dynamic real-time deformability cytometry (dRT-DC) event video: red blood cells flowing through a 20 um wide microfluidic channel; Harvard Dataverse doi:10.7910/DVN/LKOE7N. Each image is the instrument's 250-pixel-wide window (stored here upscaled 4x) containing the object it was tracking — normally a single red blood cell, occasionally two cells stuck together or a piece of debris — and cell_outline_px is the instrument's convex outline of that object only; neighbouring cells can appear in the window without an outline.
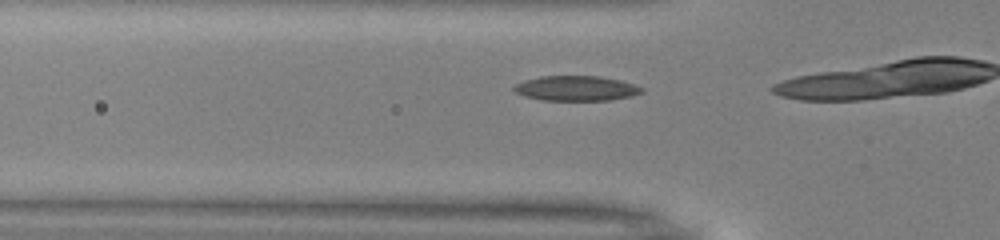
{"species": "common noctule bat (a hibernating species)", "species_latin": "Nyctalus noctula", "temperature_condition": "warm", "stored_images_in_passage": 16, "camera_frame_rate_fps": 3000, "um_per_image_px": 0.085, "animal": {"sex": "male", "body_mass_g": 13.0, "forearm_length_mm": 53.1}, "frame": {"image": 1, "passage_image": 12, "time_ms": 3.667, "image_size_px": [1000, 240], "cell_outline_px": [[644, 92], [632, 96], [612, 100], [540, 100], [524, 96], [516, 92], [512, 88], [516, 84], [524, 80], [540, 76], [600, 76], [620, 80], [644, 88]], "centroid_in_image_um": [48.98, 7.51], "position_along_channel_um": 76.8, "area_um2": 18.67}}